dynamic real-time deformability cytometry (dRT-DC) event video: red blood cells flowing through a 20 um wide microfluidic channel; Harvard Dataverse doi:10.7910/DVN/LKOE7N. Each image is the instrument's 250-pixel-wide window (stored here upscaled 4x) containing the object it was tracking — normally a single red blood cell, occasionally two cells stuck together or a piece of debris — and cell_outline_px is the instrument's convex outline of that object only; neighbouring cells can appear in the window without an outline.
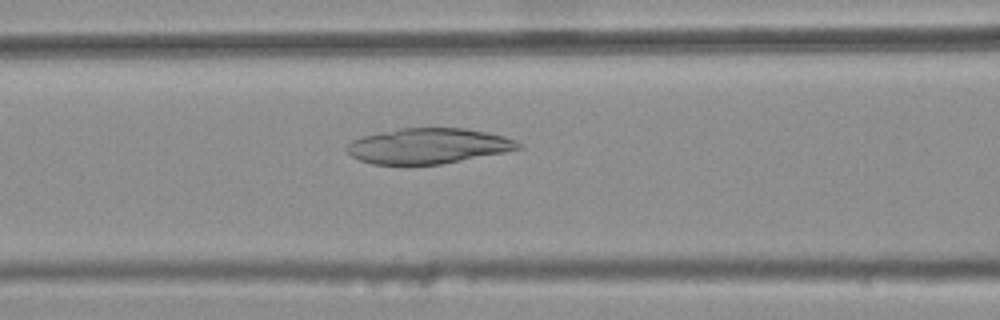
{"species": "common noctule bat (a hibernating species)", "species_latin": "Nyctalus noctula", "temperature_condition": "warm", "stored_images_in_passage": 46, "camera_frame_rate_fps": 3000, "um_per_image_px": 0.085, "animal": {"sex": "female", "body_mass_g": 25.1}, "frame": {"image": 1, "passage_image": 21, "time_ms": 6.667, "image_size_px": [1000, 320], "cell_outline_px": [[520, 148], [504, 152], [440, 164], [372, 164], [360, 160], [352, 156], [344, 148], [352, 140], [360, 136], [400, 128], [464, 128], [504, 136], [516, 140], [520, 144]], "centroid_in_image_um": [36.35, 12.4], "position_along_channel_um": 130.3, "area_um2": 35.08}}
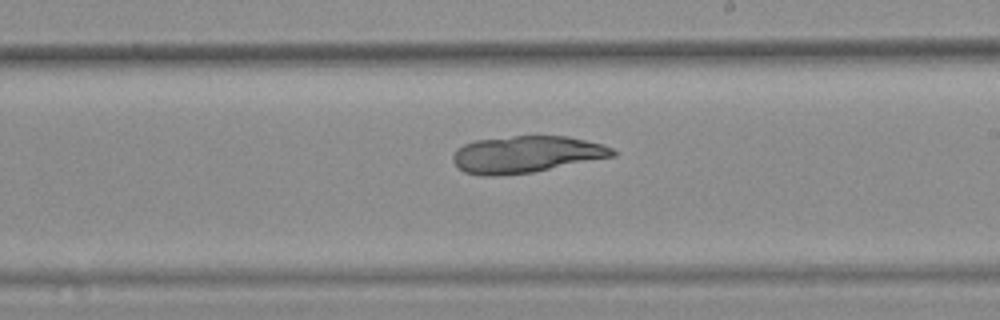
{"frame": {"image": 2, "passage_image": 30, "time_ms": 9.667, "image_size_px": [1000, 320], "cell_outline_px": [[616, 156], [532, 172], [492, 176], [480, 176], [464, 172], [452, 160], [452, 156], [456, 148], [464, 144], [476, 140], [512, 136], [568, 136], [604, 144], [612, 148], [616, 152]], "centroid_in_image_um": [44.73, 13.11], "position_along_channel_um": 244.3, "area_um2": 34.33}}
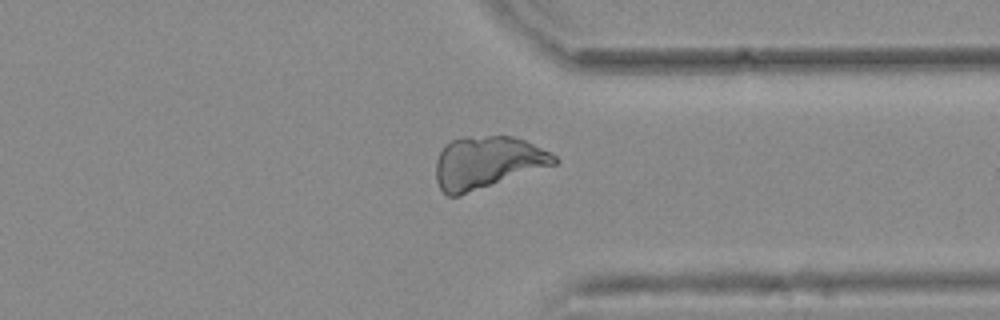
{"frame": {"image": 3, "passage_image": 40, "time_ms": 13.0, "image_size_px": [1000, 320], "cell_outline_px": [[560, 160], [556, 164], [460, 196], [448, 196], [440, 188], [436, 180], [436, 160], [444, 144], [452, 140], [464, 136], [512, 136], [524, 140], [552, 152]], "centroid_in_image_um": [41.41, 13.8], "position_along_channel_um": 370.0, "area_um2": 36.3}}